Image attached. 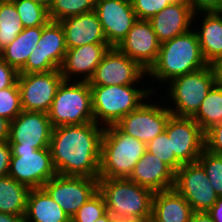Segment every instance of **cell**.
Listing matches in <instances>:
<instances>
[{"instance_id":"1","label":"cell","mask_w":222,"mask_h":222,"mask_svg":"<svg viewBox=\"0 0 222 222\" xmlns=\"http://www.w3.org/2000/svg\"><path fill=\"white\" fill-rule=\"evenodd\" d=\"M104 129L95 122L53 128L50 150L56 173L99 179Z\"/></svg>"},{"instance_id":"2","label":"cell","mask_w":222,"mask_h":222,"mask_svg":"<svg viewBox=\"0 0 222 222\" xmlns=\"http://www.w3.org/2000/svg\"><path fill=\"white\" fill-rule=\"evenodd\" d=\"M194 29L161 43L157 60L147 71L152 81L166 84L208 65Z\"/></svg>"},{"instance_id":"3","label":"cell","mask_w":222,"mask_h":222,"mask_svg":"<svg viewBox=\"0 0 222 222\" xmlns=\"http://www.w3.org/2000/svg\"><path fill=\"white\" fill-rule=\"evenodd\" d=\"M98 192L115 221H141L152 217L153 192L129 178L98 179Z\"/></svg>"},{"instance_id":"4","label":"cell","mask_w":222,"mask_h":222,"mask_svg":"<svg viewBox=\"0 0 222 222\" xmlns=\"http://www.w3.org/2000/svg\"><path fill=\"white\" fill-rule=\"evenodd\" d=\"M152 88H144V84L143 89L136 85L90 86L94 122L103 127L115 125L155 94L157 90Z\"/></svg>"},{"instance_id":"5","label":"cell","mask_w":222,"mask_h":222,"mask_svg":"<svg viewBox=\"0 0 222 222\" xmlns=\"http://www.w3.org/2000/svg\"><path fill=\"white\" fill-rule=\"evenodd\" d=\"M146 149V143L123 133L116 125L105 127L99 179L129 178Z\"/></svg>"},{"instance_id":"6","label":"cell","mask_w":222,"mask_h":222,"mask_svg":"<svg viewBox=\"0 0 222 222\" xmlns=\"http://www.w3.org/2000/svg\"><path fill=\"white\" fill-rule=\"evenodd\" d=\"M71 82H61L47 113L53 128L94 122L89 82Z\"/></svg>"},{"instance_id":"7","label":"cell","mask_w":222,"mask_h":222,"mask_svg":"<svg viewBox=\"0 0 222 222\" xmlns=\"http://www.w3.org/2000/svg\"><path fill=\"white\" fill-rule=\"evenodd\" d=\"M216 84L211 65L174 78L168 85V99L175 106L167 108L172 115L179 117H193L199 110L211 88Z\"/></svg>"},{"instance_id":"8","label":"cell","mask_w":222,"mask_h":222,"mask_svg":"<svg viewBox=\"0 0 222 222\" xmlns=\"http://www.w3.org/2000/svg\"><path fill=\"white\" fill-rule=\"evenodd\" d=\"M8 175L30 189L42 188L57 173L50 148H11Z\"/></svg>"},{"instance_id":"9","label":"cell","mask_w":222,"mask_h":222,"mask_svg":"<svg viewBox=\"0 0 222 222\" xmlns=\"http://www.w3.org/2000/svg\"><path fill=\"white\" fill-rule=\"evenodd\" d=\"M67 46L59 21L49 20L42 26L41 38L19 73H38L60 70Z\"/></svg>"},{"instance_id":"10","label":"cell","mask_w":222,"mask_h":222,"mask_svg":"<svg viewBox=\"0 0 222 222\" xmlns=\"http://www.w3.org/2000/svg\"><path fill=\"white\" fill-rule=\"evenodd\" d=\"M173 188L191 205L193 212H208L218 199L198 161L183 164L175 172Z\"/></svg>"},{"instance_id":"11","label":"cell","mask_w":222,"mask_h":222,"mask_svg":"<svg viewBox=\"0 0 222 222\" xmlns=\"http://www.w3.org/2000/svg\"><path fill=\"white\" fill-rule=\"evenodd\" d=\"M63 80L60 70L19 73L17 84L22 110L48 113Z\"/></svg>"},{"instance_id":"12","label":"cell","mask_w":222,"mask_h":222,"mask_svg":"<svg viewBox=\"0 0 222 222\" xmlns=\"http://www.w3.org/2000/svg\"><path fill=\"white\" fill-rule=\"evenodd\" d=\"M42 188L72 218L98 192V179L56 174Z\"/></svg>"},{"instance_id":"13","label":"cell","mask_w":222,"mask_h":222,"mask_svg":"<svg viewBox=\"0 0 222 222\" xmlns=\"http://www.w3.org/2000/svg\"><path fill=\"white\" fill-rule=\"evenodd\" d=\"M147 77L144 70L136 61L111 47L103 55L100 64L96 67L93 77L89 80L90 86L109 85H139V80Z\"/></svg>"},{"instance_id":"14","label":"cell","mask_w":222,"mask_h":222,"mask_svg":"<svg viewBox=\"0 0 222 222\" xmlns=\"http://www.w3.org/2000/svg\"><path fill=\"white\" fill-rule=\"evenodd\" d=\"M53 126L47 113L23 110L10 122L11 148H50Z\"/></svg>"},{"instance_id":"15","label":"cell","mask_w":222,"mask_h":222,"mask_svg":"<svg viewBox=\"0 0 222 222\" xmlns=\"http://www.w3.org/2000/svg\"><path fill=\"white\" fill-rule=\"evenodd\" d=\"M143 103L138 109L125 115L115 125L125 134L130 135L144 143H148L165 131L166 124L172 113L167 104L154 102Z\"/></svg>"},{"instance_id":"16","label":"cell","mask_w":222,"mask_h":222,"mask_svg":"<svg viewBox=\"0 0 222 222\" xmlns=\"http://www.w3.org/2000/svg\"><path fill=\"white\" fill-rule=\"evenodd\" d=\"M165 132L171 139L172 152L182 164L196 162L205 149V132L192 117L171 115Z\"/></svg>"},{"instance_id":"17","label":"cell","mask_w":222,"mask_h":222,"mask_svg":"<svg viewBox=\"0 0 222 222\" xmlns=\"http://www.w3.org/2000/svg\"><path fill=\"white\" fill-rule=\"evenodd\" d=\"M94 11L110 47H117L137 20L132 2L126 0H96Z\"/></svg>"},{"instance_id":"18","label":"cell","mask_w":222,"mask_h":222,"mask_svg":"<svg viewBox=\"0 0 222 222\" xmlns=\"http://www.w3.org/2000/svg\"><path fill=\"white\" fill-rule=\"evenodd\" d=\"M160 46L150 21L137 19L116 48L148 71L157 60Z\"/></svg>"},{"instance_id":"19","label":"cell","mask_w":222,"mask_h":222,"mask_svg":"<svg viewBox=\"0 0 222 222\" xmlns=\"http://www.w3.org/2000/svg\"><path fill=\"white\" fill-rule=\"evenodd\" d=\"M111 48L108 43H91L67 49L60 72L65 81H88L93 77L103 55ZM83 77H82V76ZM73 76V77H72ZM81 77V78H80Z\"/></svg>"},{"instance_id":"20","label":"cell","mask_w":222,"mask_h":222,"mask_svg":"<svg viewBox=\"0 0 222 222\" xmlns=\"http://www.w3.org/2000/svg\"><path fill=\"white\" fill-rule=\"evenodd\" d=\"M193 16L194 13L186 0H180L164 8L149 21L162 43L189 31L193 27Z\"/></svg>"},{"instance_id":"21","label":"cell","mask_w":222,"mask_h":222,"mask_svg":"<svg viewBox=\"0 0 222 222\" xmlns=\"http://www.w3.org/2000/svg\"><path fill=\"white\" fill-rule=\"evenodd\" d=\"M129 179L156 193L174 187L175 172L160 159L146 151L135 165Z\"/></svg>"},{"instance_id":"22","label":"cell","mask_w":222,"mask_h":222,"mask_svg":"<svg viewBox=\"0 0 222 222\" xmlns=\"http://www.w3.org/2000/svg\"><path fill=\"white\" fill-rule=\"evenodd\" d=\"M59 22L65 34L67 49L91 43H107L95 11L67 17Z\"/></svg>"},{"instance_id":"23","label":"cell","mask_w":222,"mask_h":222,"mask_svg":"<svg viewBox=\"0 0 222 222\" xmlns=\"http://www.w3.org/2000/svg\"><path fill=\"white\" fill-rule=\"evenodd\" d=\"M192 213L191 205L174 188L153 194L154 222H190Z\"/></svg>"},{"instance_id":"24","label":"cell","mask_w":222,"mask_h":222,"mask_svg":"<svg viewBox=\"0 0 222 222\" xmlns=\"http://www.w3.org/2000/svg\"><path fill=\"white\" fill-rule=\"evenodd\" d=\"M203 19L200 27L195 29L204 59L208 65L222 58V14L216 12H202L194 14L193 22L200 15ZM198 16V17H197ZM199 30V31H198Z\"/></svg>"},{"instance_id":"25","label":"cell","mask_w":222,"mask_h":222,"mask_svg":"<svg viewBox=\"0 0 222 222\" xmlns=\"http://www.w3.org/2000/svg\"><path fill=\"white\" fill-rule=\"evenodd\" d=\"M24 222H71V218L43 188L31 189Z\"/></svg>"},{"instance_id":"26","label":"cell","mask_w":222,"mask_h":222,"mask_svg":"<svg viewBox=\"0 0 222 222\" xmlns=\"http://www.w3.org/2000/svg\"><path fill=\"white\" fill-rule=\"evenodd\" d=\"M42 26L24 28L18 36L0 51V57L10 66L19 71L37 47L41 38Z\"/></svg>"},{"instance_id":"27","label":"cell","mask_w":222,"mask_h":222,"mask_svg":"<svg viewBox=\"0 0 222 222\" xmlns=\"http://www.w3.org/2000/svg\"><path fill=\"white\" fill-rule=\"evenodd\" d=\"M30 190L9 175L0 177V212L25 216Z\"/></svg>"},{"instance_id":"28","label":"cell","mask_w":222,"mask_h":222,"mask_svg":"<svg viewBox=\"0 0 222 222\" xmlns=\"http://www.w3.org/2000/svg\"><path fill=\"white\" fill-rule=\"evenodd\" d=\"M206 132L213 125L222 122V87L215 84L192 117Z\"/></svg>"},{"instance_id":"29","label":"cell","mask_w":222,"mask_h":222,"mask_svg":"<svg viewBox=\"0 0 222 222\" xmlns=\"http://www.w3.org/2000/svg\"><path fill=\"white\" fill-rule=\"evenodd\" d=\"M23 29L14 3L11 0L0 1V51L9 45Z\"/></svg>"},{"instance_id":"30","label":"cell","mask_w":222,"mask_h":222,"mask_svg":"<svg viewBox=\"0 0 222 222\" xmlns=\"http://www.w3.org/2000/svg\"><path fill=\"white\" fill-rule=\"evenodd\" d=\"M96 0H53L48 10L49 19L61 21L67 17L94 11Z\"/></svg>"},{"instance_id":"31","label":"cell","mask_w":222,"mask_h":222,"mask_svg":"<svg viewBox=\"0 0 222 222\" xmlns=\"http://www.w3.org/2000/svg\"><path fill=\"white\" fill-rule=\"evenodd\" d=\"M24 28L44 26L50 19L48 10L32 0H11Z\"/></svg>"},{"instance_id":"32","label":"cell","mask_w":222,"mask_h":222,"mask_svg":"<svg viewBox=\"0 0 222 222\" xmlns=\"http://www.w3.org/2000/svg\"><path fill=\"white\" fill-rule=\"evenodd\" d=\"M146 151L153 154L166 165H168L174 172H176L183 164L175 157L172 152L171 139L164 131L162 134L156 136L153 140L146 144Z\"/></svg>"},{"instance_id":"33","label":"cell","mask_w":222,"mask_h":222,"mask_svg":"<svg viewBox=\"0 0 222 222\" xmlns=\"http://www.w3.org/2000/svg\"><path fill=\"white\" fill-rule=\"evenodd\" d=\"M197 161L204 168L218 197H222V156L204 149Z\"/></svg>"},{"instance_id":"34","label":"cell","mask_w":222,"mask_h":222,"mask_svg":"<svg viewBox=\"0 0 222 222\" xmlns=\"http://www.w3.org/2000/svg\"><path fill=\"white\" fill-rule=\"evenodd\" d=\"M22 111L20 90L17 82L12 87L0 90V117L11 122Z\"/></svg>"},{"instance_id":"35","label":"cell","mask_w":222,"mask_h":222,"mask_svg":"<svg viewBox=\"0 0 222 222\" xmlns=\"http://www.w3.org/2000/svg\"><path fill=\"white\" fill-rule=\"evenodd\" d=\"M107 213L103 196L97 192L72 216L71 222H94Z\"/></svg>"},{"instance_id":"36","label":"cell","mask_w":222,"mask_h":222,"mask_svg":"<svg viewBox=\"0 0 222 222\" xmlns=\"http://www.w3.org/2000/svg\"><path fill=\"white\" fill-rule=\"evenodd\" d=\"M173 2V0H133L132 6L137 19L150 20Z\"/></svg>"},{"instance_id":"37","label":"cell","mask_w":222,"mask_h":222,"mask_svg":"<svg viewBox=\"0 0 222 222\" xmlns=\"http://www.w3.org/2000/svg\"><path fill=\"white\" fill-rule=\"evenodd\" d=\"M205 149L222 156V122L213 125L205 132Z\"/></svg>"},{"instance_id":"38","label":"cell","mask_w":222,"mask_h":222,"mask_svg":"<svg viewBox=\"0 0 222 222\" xmlns=\"http://www.w3.org/2000/svg\"><path fill=\"white\" fill-rule=\"evenodd\" d=\"M19 72L0 57V90L12 87L18 78Z\"/></svg>"},{"instance_id":"39","label":"cell","mask_w":222,"mask_h":222,"mask_svg":"<svg viewBox=\"0 0 222 222\" xmlns=\"http://www.w3.org/2000/svg\"><path fill=\"white\" fill-rule=\"evenodd\" d=\"M190 5L194 14L202 12H215L218 7L220 0H186Z\"/></svg>"},{"instance_id":"40","label":"cell","mask_w":222,"mask_h":222,"mask_svg":"<svg viewBox=\"0 0 222 222\" xmlns=\"http://www.w3.org/2000/svg\"><path fill=\"white\" fill-rule=\"evenodd\" d=\"M11 146L8 141L0 142V177L7 176L10 169Z\"/></svg>"},{"instance_id":"41","label":"cell","mask_w":222,"mask_h":222,"mask_svg":"<svg viewBox=\"0 0 222 222\" xmlns=\"http://www.w3.org/2000/svg\"><path fill=\"white\" fill-rule=\"evenodd\" d=\"M208 213L214 222H222V197H218L216 203L209 209Z\"/></svg>"},{"instance_id":"42","label":"cell","mask_w":222,"mask_h":222,"mask_svg":"<svg viewBox=\"0 0 222 222\" xmlns=\"http://www.w3.org/2000/svg\"><path fill=\"white\" fill-rule=\"evenodd\" d=\"M10 131V121L0 117V142L8 141Z\"/></svg>"},{"instance_id":"43","label":"cell","mask_w":222,"mask_h":222,"mask_svg":"<svg viewBox=\"0 0 222 222\" xmlns=\"http://www.w3.org/2000/svg\"><path fill=\"white\" fill-rule=\"evenodd\" d=\"M211 66L214 71L216 84L222 87V58L216 60Z\"/></svg>"},{"instance_id":"44","label":"cell","mask_w":222,"mask_h":222,"mask_svg":"<svg viewBox=\"0 0 222 222\" xmlns=\"http://www.w3.org/2000/svg\"><path fill=\"white\" fill-rule=\"evenodd\" d=\"M190 222H214L208 212H193Z\"/></svg>"},{"instance_id":"45","label":"cell","mask_w":222,"mask_h":222,"mask_svg":"<svg viewBox=\"0 0 222 222\" xmlns=\"http://www.w3.org/2000/svg\"><path fill=\"white\" fill-rule=\"evenodd\" d=\"M0 222H24V216H16L0 212Z\"/></svg>"},{"instance_id":"46","label":"cell","mask_w":222,"mask_h":222,"mask_svg":"<svg viewBox=\"0 0 222 222\" xmlns=\"http://www.w3.org/2000/svg\"><path fill=\"white\" fill-rule=\"evenodd\" d=\"M34 3H37L41 6H43L44 8H46L47 10L50 9L53 0H32Z\"/></svg>"},{"instance_id":"47","label":"cell","mask_w":222,"mask_h":222,"mask_svg":"<svg viewBox=\"0 0 222 222\" xmlns=\"http://www.w3.org/2000/svg\"><path fill=\"white\" fill-rule=\"evenodd\" d=\"M94 222H115V220L110 215V213L107 212L105 215H103L102 217H100L98 220Z\"/></svg>"},{"instance_id":"48","label":"cell","mask_w":222,"mask_h":222,"mask_svg":"<svg viewBox=\"0 0 222 222\" xmlns=\"http://www.w3.org/2000/svg\"><path fill=\"white\" fill-rule=\"evenodd\" d=\"M215 12L219 13V14H222V0H220L219 7Z\"/></svg>"},{"instance_id":"49","label":"cell","mask_w":222,"mask_h":222,"mask_svg":"<svg viewBox=\"0 0 222 222\" xmlns=\"http://www.w3.org/2000/svg\"><path fill=\"white\" fill-rule=\"evenodd\" d=\"M115 222H141V221H115Z\"/></svg>"},{"instance_id":"50","label":"cell","mask_w":222,"mask_h":222,"mask_svg":"<svg viewBox=\"0 0 222 222\" xmlns=\"http://www.w3.org/2000/svg\"><path fill=\"white\" fill-rule=\"evenodd\" d=\"M144 222H154V221H152V220L150 219V220H146V221H144Z\"/></svg>"}]
</instances>
